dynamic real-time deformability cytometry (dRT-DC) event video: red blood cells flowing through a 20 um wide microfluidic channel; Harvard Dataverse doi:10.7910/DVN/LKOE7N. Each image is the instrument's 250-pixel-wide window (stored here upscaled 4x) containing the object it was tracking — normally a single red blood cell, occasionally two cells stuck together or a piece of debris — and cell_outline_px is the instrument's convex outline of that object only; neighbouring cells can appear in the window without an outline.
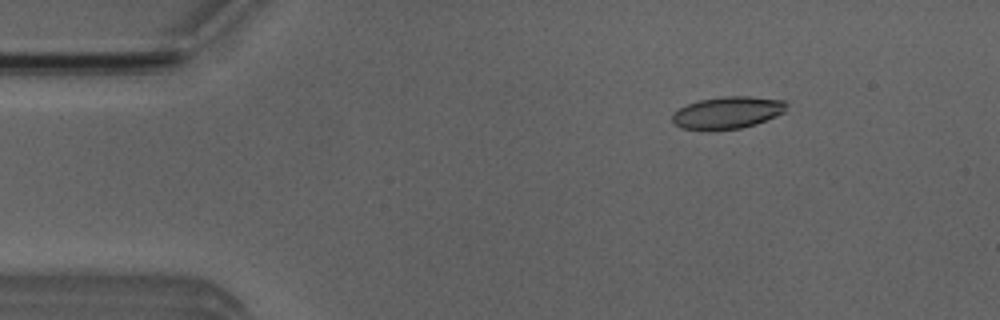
{"species": "Egyptian fruit bat (a non-hibernating species)", "species_latin": "Rousettus aegyptiacus", "temperature_condition": "room temperature", "stored_images_in_passage": 52, "camera_frame_rate_fps": 3000, "um_per_image_px": 0.085, "animal": {"sex": "male"}, "frame": {"image": 1, "passage_image": 7, "time_ms": 2.0, "image_size_px": [1000, 320], "cell_outline_px": [[788, 104], [784, 112], [756, 124], [740, 128], [708, 132], [680, 128], [672, 120], [672, 112], [688, 104], [700, 100], [724, 96], [748, 96], [784, 100]], "centroid_in_image_um": [61.8, 9.6], "position_along_channel_um": 23.2, "area_um2": 21.68}}
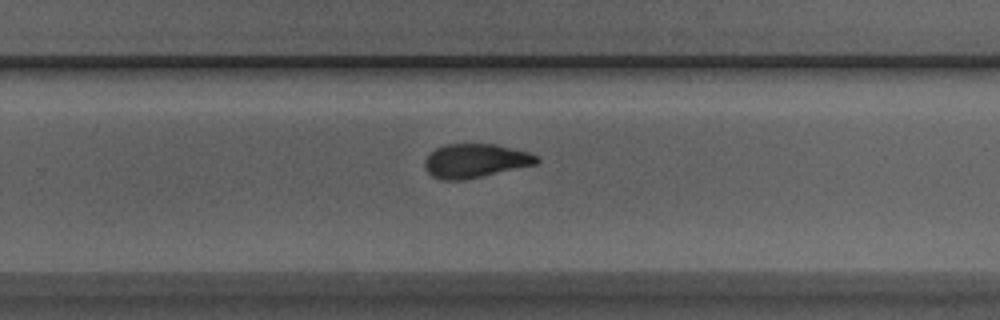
{"frame": {"image": 2, "passage_image": 33, "time_ms": 10.667, "image_size_px": [1000, 320], "cell_outline_px": [[540, 160], [536, 164], [480, 176], [460, 180], [444, 180], [432, 176], [428, 172], [424, 164], [424, 160], [436, 148], [444, 144], [496, 144], [528, 152], [536, 156]], "centroid_in_image_um": [40.38, 13.65], "position_along_channel_um": 289.4, "area_um2": 21.73}}
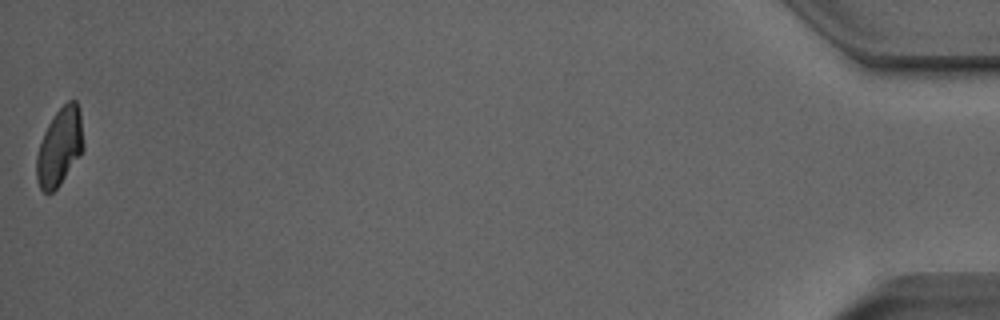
{"frame": {"image": 3, "passage_image": 52, "time_ms": 17.0, "image_size_px": [1000, 320], "cell_outline_px": [[84, 148], [60, 184], [52, 192], [44, 192], [40, 188], [36, 180], [36, 156], [44, 132], [48, 124], [56, 112], [68, 100], [76, 100], [80, 112], [84, 144]], "centroid_in_image_um": [5.06, 12.47], "position_along_channel_um": 430.1, "area_um2": 20.98}, "authors_computed_cell_mechanics": {"area_um2": 21.964, "velocity_mm_per_s": 3.8744, "shape_relaxation_time_tau1_ms": 9.3964, "shape_relaxation_time_tau2_ms": 2.1685, "deformation_change_tau1": 0.2155, "deformation_change_tau2": 0.0885}}